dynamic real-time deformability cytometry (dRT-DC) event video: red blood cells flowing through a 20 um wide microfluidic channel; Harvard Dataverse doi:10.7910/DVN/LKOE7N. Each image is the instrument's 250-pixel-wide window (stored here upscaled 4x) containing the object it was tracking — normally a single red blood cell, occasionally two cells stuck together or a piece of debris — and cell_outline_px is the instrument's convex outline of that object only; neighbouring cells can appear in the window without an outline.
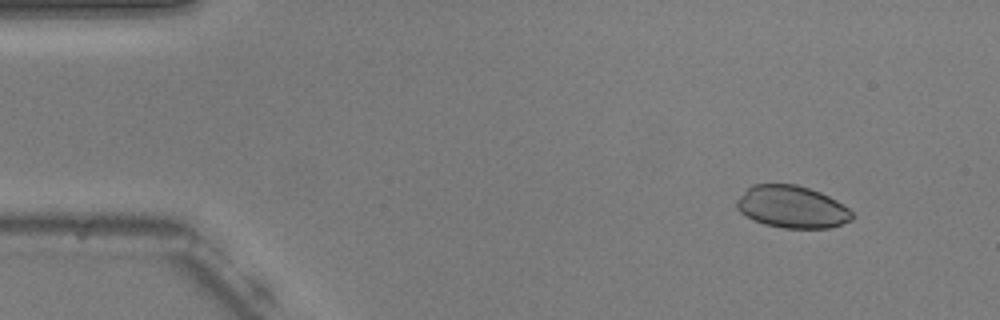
{"species": "common noctule bat (a hibernating species)", "species_latin": "Nyctalus noctula", "temperature_condition": "warm", "stored_images_in_passage": 51, "camera_frame_rate_fps": 3000, "um_per_image_px": 0.085, "animal": {"sex": "male", "body_mass_g": 20.5, "forearm_length_mm": 52.5}, "frame": {"image": 1, "passage_image": 2, "time_ms": 0.333, "image_size_px": [1000, 320], "cell_outline_px": [[852, 220], [828, 228], [784, 228], [764, 224], [752, 220], [740, 212], [736, 208], [736, 200], [752, 184], [796, 184], [820, 192], [836, 200], [848, 208], [852, 212]], "centroid_in_image_um": [67.29, 17.59], "position_along_channel_um": 17.7, "area_um2": 28.32}}
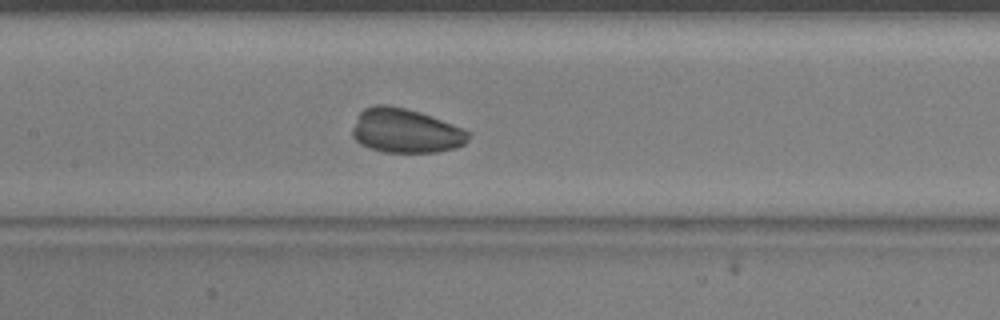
{"frame": {"image": 2, "passage_image": 22, "time_ms": 7.0, "image_size_px": [1000, 320], "cell_outline_px": [[472, 132], [468, 140], [464, 144], [456, 148], [436, 152], [384, 152], [368, 148], [360, 144], [352, 136], [352, 128], [360, 112], [364, 108], [376, 104], [388, 104], [420, 112], [464, 128]], "centroid_in_image_um": [34.49, 11.12], "position_along_channel_um": 172.9, "area_um2": 30.17}}
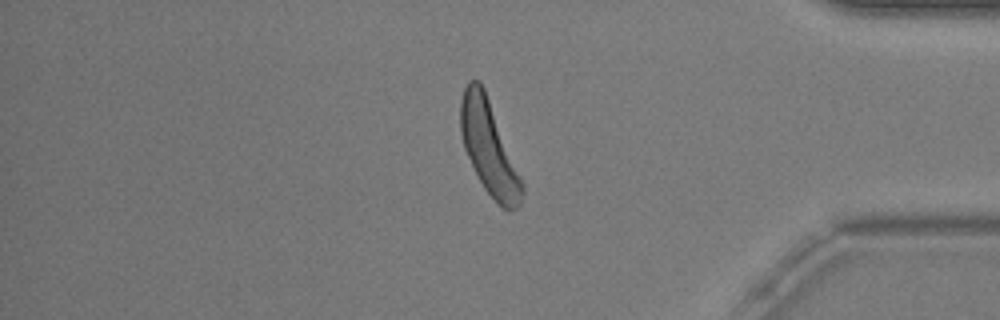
{"frame": {"image": 3, "passage_image": 42, "time_ms": 13.667, "image_size_px": [1000, 320], "cell_outline_px": [[524, 192], [520, 204], [516, 208], [508, 212], [484, 188], [464, 148], [460, 132], [460, 100], [464, 88], [468, 80], [480, 80], [484, 88], [524, 184]], "centroid_in_image_um": [41.56, 12.53], "position_along_channel_um": 393.6, "area_um2": 33.0}}